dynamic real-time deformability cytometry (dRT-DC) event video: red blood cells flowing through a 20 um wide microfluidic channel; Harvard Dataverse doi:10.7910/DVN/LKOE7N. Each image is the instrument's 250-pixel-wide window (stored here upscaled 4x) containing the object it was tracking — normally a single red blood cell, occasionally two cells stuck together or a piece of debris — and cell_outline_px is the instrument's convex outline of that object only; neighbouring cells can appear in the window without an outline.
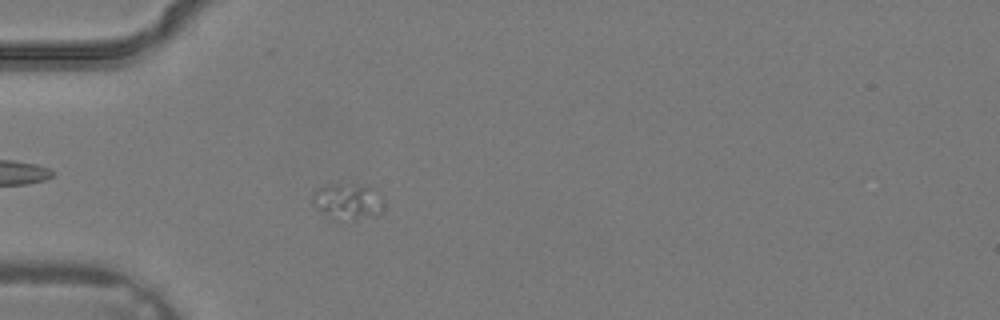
{"species": "common noctule bat (a hibernating species)", "species_latin": "Nyctalus noctula", "temperature_condition": "warm", "stored_images_in_passage": 4, "camera_frame_rate_fps": 3000, "um_per_image_px": 0.085, "animal": {"sex": "male", "body_mass_g": 19.2, "forearm_length_mm": 51.8}, "frame": {"image": 1, "passage_image": 4, "time_ms": 1.0, "image_size_px": [1000, 320], "cell_outline_px": [[384, 204], [380, 212], [376, 216], [356, 220], [332, 220], [320, 212], [312, 200], [312, 192], [316, 188], [328, 184], [368, 188], [384, 200]], "centroid_in_image_um": [29.49, 17.19], "position_along_channel_um": 55.5, "area_um2": 14.68}}